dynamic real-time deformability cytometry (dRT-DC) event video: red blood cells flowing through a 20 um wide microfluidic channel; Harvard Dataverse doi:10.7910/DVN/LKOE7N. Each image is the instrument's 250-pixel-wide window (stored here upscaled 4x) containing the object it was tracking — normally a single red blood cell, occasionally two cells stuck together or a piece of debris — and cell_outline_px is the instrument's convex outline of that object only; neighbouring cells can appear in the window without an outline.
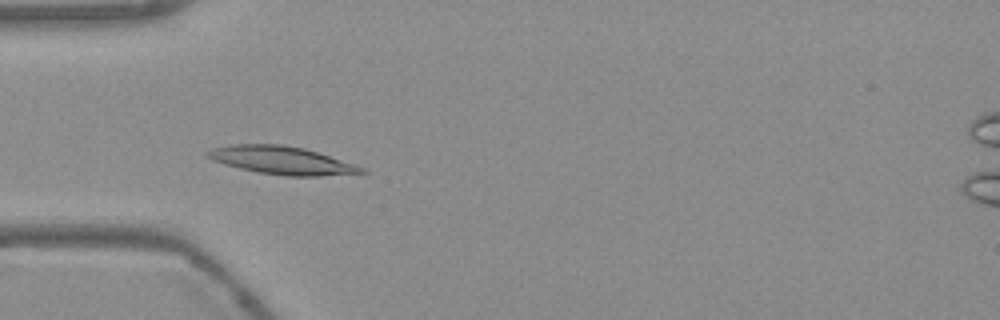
{"species": "Egyptian fruit bat (a non-hibernating species)", "species_latin": "Rousettus aegyptiacus", "temperature_condition": "warm", "stored_images_in_passage": 55, "camera_frame_rate_fps": 3000, "um_per_image_px": 0.085, "frame": {"image": 1, "passage_image": 17, "time_ms": 5.333, "image_size_px": [1000, 320], "cell_outline_px": [[368, 172], [320, 176], [284, 176], [256, 172], [224, 164], [212, 160], [204, 156], [204, 152], [212, 148], [228, 144], [284, 144], [304, 148], [356, 164], [364, 168]], "centroid_in_image_um": [23.9, 13.62], "position_along_channel_um": 61.1, "area_um2": 25.32}}
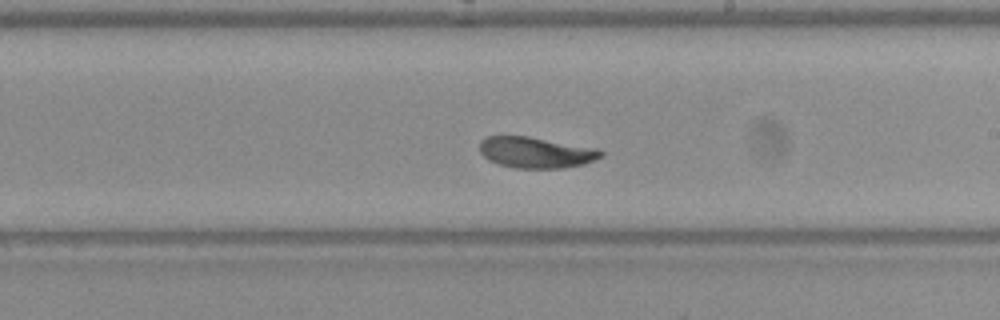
{"frame": {"image": 2, "passage_image": 32, "time_ms": 10.333, "image_size_px": [1000, 320], "cell_outline_px": [[604, 156], [584, 164], [560, 168], [516, 168], [500, 164], [488, 160], [480, 152], [480, 140], [484, 136], [528, 136], [596, 148], [604, 152]], "centroid_in_image_um": [45.54, 12.95], "position_along_channel_um": 243.5, "area_um2": 21.91}}
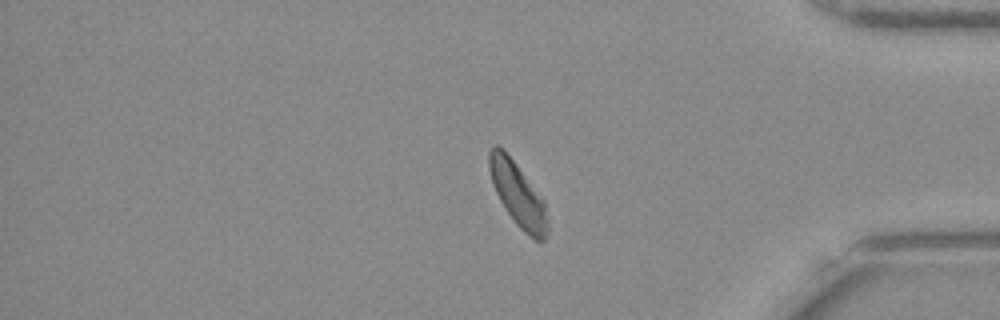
{"frame": {"image": 3, "passage_image": 46, "time_ms": 15.0, "image_size_px": [1000, 320], "cell_outline_px": [[548, 232], [544, 240], [536, 240], [524, 232], [516, 224], [504, 208], [492, 184], [488, 168], [488, 152], [492, 144], [496, 144], [516, 164], [544, 200], [548, 220]], "centroid_in_image_um": [44.0, 16.54], "position_along_channel_um": 391.2, "area_um2": 21.56}, "authors_computed_cell_mechanics": {"area_um2": 22.4842, "velocity_mm_per_s": 3.6918, "shape_relaxation_time_tau1_ms": 3.8832, "shape_relaxation_time_tau2_ms": 3.4927, "deformation_change_tau1": 0.1355, "deformation_change_tau2": 0.0473}}